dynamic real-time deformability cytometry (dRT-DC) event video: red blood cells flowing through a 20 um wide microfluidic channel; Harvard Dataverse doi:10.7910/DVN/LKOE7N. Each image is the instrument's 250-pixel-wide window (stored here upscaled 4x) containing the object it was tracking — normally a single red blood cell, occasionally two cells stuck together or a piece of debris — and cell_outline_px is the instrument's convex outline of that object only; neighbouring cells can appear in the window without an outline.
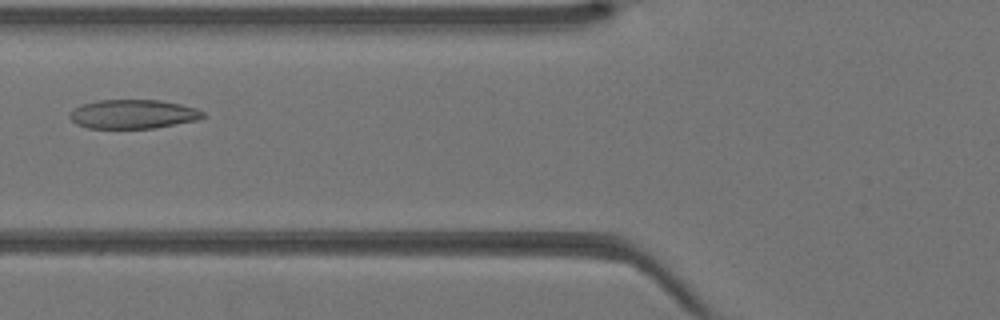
{"species": "Egyptian fruit bat (a non-hibernating species)", "species_latin": "Rousettus aegyptiacus", "temperature_condition": "warm", "stored_images_in_passage": 28, "camera_frame_rate_fps": 3000, "um_per_image_px": 0.085, "animal": {"sex": "female"}, "frame": {"image": 1, "passage_image": 8, "time_ms": 2.333, "image_size_px": [1000, 320], "cell_outline_px": [[204, 116], [196, 120], [156, 128], [88, 128], [76, 124], [68, 116], [80, 104], [96, 100], [160, 100], [180, 104], [196, 108], [204, 112]], "centroid_in_image_um": [11.3, 9.7], "position_along_channel_um": 114.5, "area_um2": 22.48}}
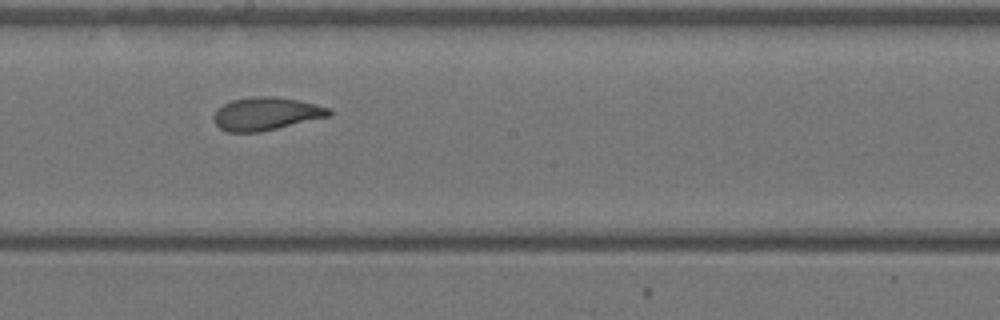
{"frame": {"image": 2, "passage_image": 15, "time_ms": 4.667, "image_size_px": [1000, 320], "cell_outline_px": [[332, 116], [260, 132], [228, 132], [220, 128], [212, 120], [212, 116], [216, 108], [232, 100], [256, 96], [276, 96], [300, 100], [316, 104], [328, 108], [332, 112]], "centroid_in_image_um": [22.61, 9.67], "position_along_channel_um": 225.6, "area_um2": 22.43}}
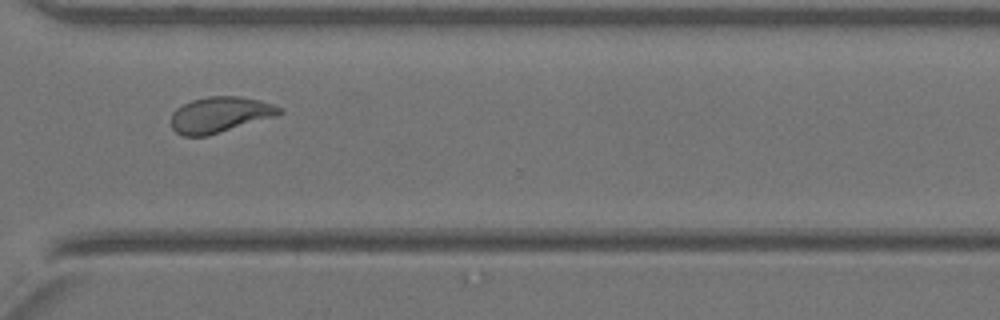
{"frame": {"image": 3, "passage_image": 23, "time_ms": 7.333, "image_size_px": [1000, 320], "cell_outline_px": [[284, 112], [276, 116], [208, 136], [184, 136], [176, 132], [172, 128], [172, 112], [176, 108], [192, 100], [208, 96], [240, 96], [260, 100], [272, 104], [280, 108]], "centroid_in_image_um": [18.69, 9.75], "position_along_channel_um": 351.9, "area_um2": 22.54}}